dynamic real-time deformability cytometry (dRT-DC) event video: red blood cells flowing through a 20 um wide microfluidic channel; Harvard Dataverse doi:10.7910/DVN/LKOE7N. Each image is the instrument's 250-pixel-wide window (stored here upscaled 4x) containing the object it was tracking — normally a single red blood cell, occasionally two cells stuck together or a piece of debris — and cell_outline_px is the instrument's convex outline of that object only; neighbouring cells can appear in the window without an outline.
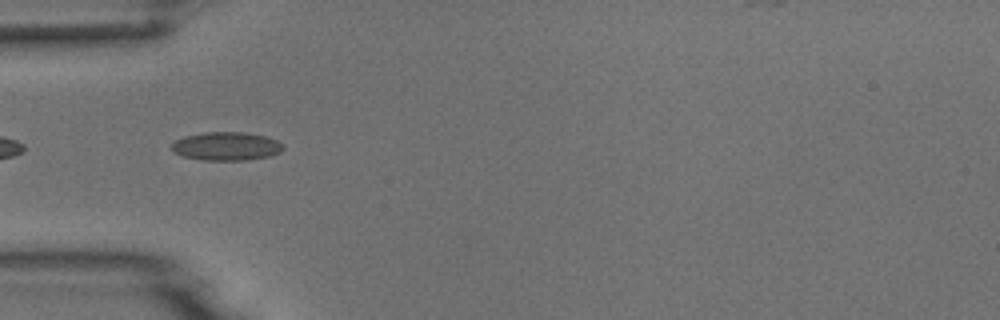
{"species": "common noctule bat (a hibernating species)", "species_latin": "Nyctalus noctula", "temperature_condition": "room temperature", "stored_images_in_passage": 5, "camera_frame_rate_fps": 3000, "um_per_image_px": 0.085, "animal": {"sex": "male", "body_mass_g": 18.8}, "frame": {"image": 1, "passage_image": 3, "time_ms": 0.667, "image_size_px": [1000, 320], "cell_outline_px": [[284, 148], [280, 152], [268, 156], [248, 160], [200, 160], [184, 156], [172, 152], [172, 144], [176, 140], [184, 136], [204, 132], [244, 132], [264, 136], [276, 140]], "centroid_in_image_um": [19.2, 12.43], "position_along_channel_um": 65.8, "area_um2": 18.38}}